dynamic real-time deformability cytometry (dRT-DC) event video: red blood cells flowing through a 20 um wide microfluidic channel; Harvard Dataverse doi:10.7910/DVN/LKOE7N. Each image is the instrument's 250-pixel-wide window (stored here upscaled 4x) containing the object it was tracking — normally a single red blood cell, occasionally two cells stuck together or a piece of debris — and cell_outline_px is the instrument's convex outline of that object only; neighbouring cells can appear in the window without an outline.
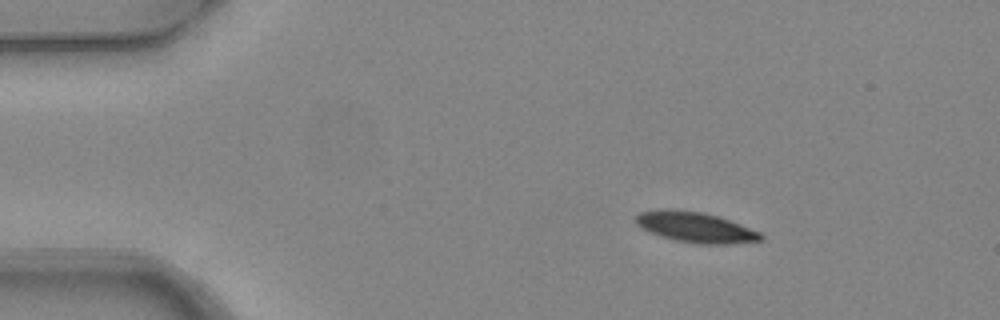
{"species": "common noctule bat (a hibernating species)", "species_latin": "Nyctalus noctula", "temperature_condition": "warm", "stored_images_in_passage": 3, "camera_frame_rate_fps": 3000, "um_per_image_px": 0.085, "animal": {"sex": "female", "body_mass_g": 24.6, "forearm_length_mm": 56.2}, "frame": {"image": 1, "passage_image": 2, "time_ms": 0.333, "image_size_px": [1000, 320], "cell_outline_px": [[764, 240], [732, 244], [696, 244], [676, 240], [660, 236], [640, 228], [636, 224], [636, 216], [640, 212], [668, 208], [676, 208], [704, 212], [720, 216], [760, 232], [764, 236]], "centroid_in_image_um": [59.13, 19.31], "position_along_channel_um": 25.9, "area_um2": 22.54}}